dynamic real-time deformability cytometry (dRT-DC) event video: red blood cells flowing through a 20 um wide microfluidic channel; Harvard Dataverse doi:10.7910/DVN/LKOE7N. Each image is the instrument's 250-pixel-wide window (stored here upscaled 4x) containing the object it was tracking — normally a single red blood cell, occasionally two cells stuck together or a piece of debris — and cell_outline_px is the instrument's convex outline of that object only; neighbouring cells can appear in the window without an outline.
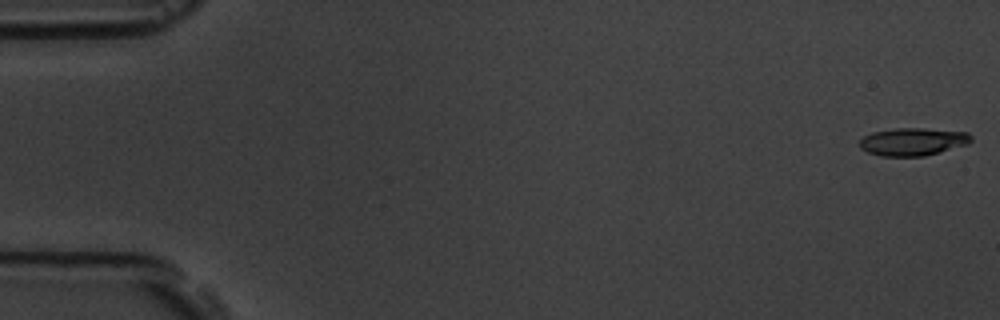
{"species": "common noctule bat (a hibernating species)", "species_latin": "Nyctalus noctula", "temperature_condition": "room temperature", "stored_images_in_passage": 56, "camera_frame_rate_fps": 3000, "um_per_image_px": 0.085, "animal": {"sex": "male", "body_mass_g": 19.5, "forearm_length_mm": 54.6}, "frame": {"image": 1, "passage_image": 1, "time_ms": 0.0, "image_size_px": [1000, 320], "cell_outline_px": [[972, 140], [968, 144], [924, 156], [880, 156], [868, 152], [860, 148], [860, 140], [864, 136], [872, 132], [896, 128], [924, 128], [968, 132], [972, 136]], "centroid_in_image_um": [77.6, 12.04], "position_along_channel_um": 7.4, "area_um2": 18.03}}
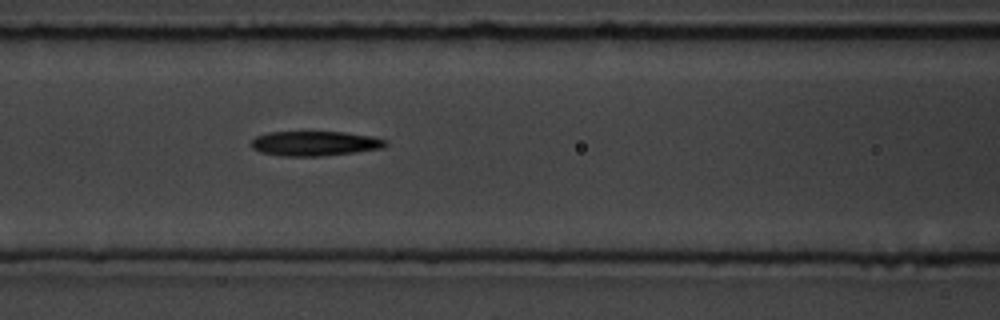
{"frame": {"image": 2, "passage_image": 24, "time_ms": 7.667, "image_size_px": [1000, 320], "cell_outline_px": [[388, 144], [384, 148], [320, 156], [280, 156], [260, 152], [252, 148], [252, 140], [256, 136], [268, 132], [344, 132], [372, 136], [388, 140]], "centroid_in_image_um": [26.77, 12.19], "position_along_channel_um": 139.8, "area_um2": 19.36}}
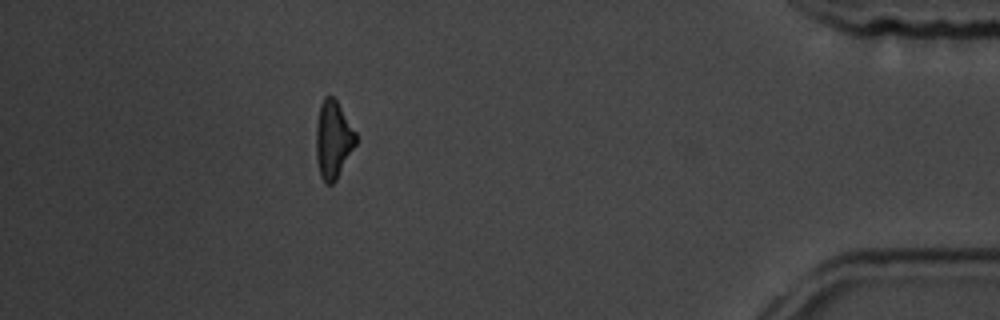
{"frame": {"image": 3, "passage_image": 50, "time_ms": 16.333, "image_size_px": [1000, 320], "cell_outline_px": [[356, 144], [336, 180], [332, 184], [324, 184], [320, 176], [316, 160], [316, 124], [320, 104], [324, 96], [332, 96], [336, 100], [356, 132]], "centroid_in_image_um": [28.3, 11.88], "position_along_channel_um": 406.9, "area_um2": 18.03}, "authors_computed_cell_mechanics": {"area_um2": 18.9006, "velocity_mm_per_s": 3.6716, "shape_relaxation_time_tau1_ms": 4.9567, "shape_relaxation_time_tau2_ms": 9.2252, "deformation_change_tau1": 0.138, "deformation_change_tau2": 0.2371}}